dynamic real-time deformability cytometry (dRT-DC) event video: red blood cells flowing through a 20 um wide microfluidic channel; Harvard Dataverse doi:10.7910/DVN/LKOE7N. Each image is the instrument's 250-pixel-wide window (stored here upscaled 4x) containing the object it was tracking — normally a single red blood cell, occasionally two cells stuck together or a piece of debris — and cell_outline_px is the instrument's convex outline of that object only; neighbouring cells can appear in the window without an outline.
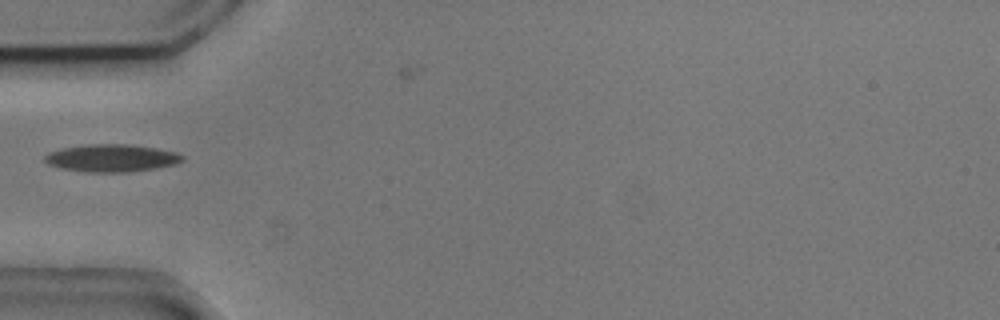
{"species": "common noctule bat (a hibernating species)", "species_latin": "Nyctalus noctula", "temperature_condition": "cold", "stored_images_in_passage": 27, "camera_frame_rate_fps": 3000, "um_per_image_px": 0.085, "animal": {"sex": "male", "body_mass_g": 20.5, "forearm_length_mm": 52.5}, "frame": {"image": 1, "passage_image": 1, "time_ms": 0.0, "image_size_px": [1000, 320], "cell_outline_px": [[184, 160], [176, 164], [156, 168], [128, 172], [84, 172], [60, 168], [48, 164], [44, 160], [44, 156], [52, 152], [64, 148], [88, 144], [128, 144], [156, 148], [176, 152], [184, 156]], "centroid_in_image_um": [9.51, 13.44], "position_along_channel_um": 75.5, "area_um2": 22.02}}